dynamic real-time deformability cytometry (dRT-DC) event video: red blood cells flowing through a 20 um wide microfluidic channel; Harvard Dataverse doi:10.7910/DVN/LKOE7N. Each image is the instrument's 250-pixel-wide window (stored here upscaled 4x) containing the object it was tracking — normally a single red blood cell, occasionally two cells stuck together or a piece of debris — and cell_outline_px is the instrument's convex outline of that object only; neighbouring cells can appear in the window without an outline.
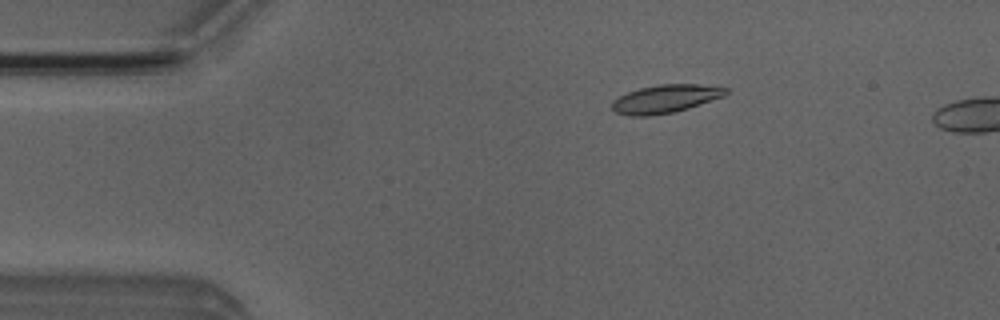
{"species": "Egyptian fruit bat (a non-hibernating species)", "species_latin": "Rousettus aegyptiacus", "temperature_condition": "room temperature", "stored_images_in_passage": 6, "camera_frame_rate_fps": 3000, "um_per_image_px": 0.085, "animal": {"sex": "male"}, "frame": {"image": 1, "passage_image": 1, "time_ms": 0.0, "image_size_px": [1000, 320], "cell_outline_px": [[728, 92], [724, 96], [688, 108], [672, 112], [648, 116], [628, 116], [616, 112], [612, 108], [612, 100], [628, 92], [640, 88], [660, 84], [700, 84], [728, 88]], "centroid_in_image_um": [56.55, 8.4], "position_along_channel_um": 28.4, "area_um2": 18.55}}
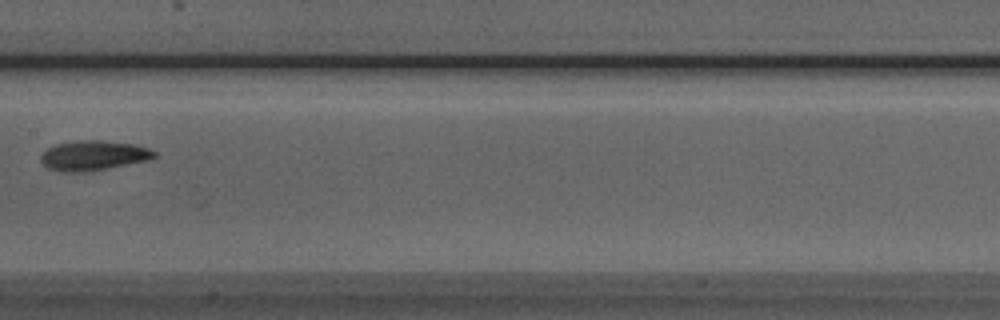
{"frame": {"image": 2, "passage_image": 6, "time_ms": 5.667, "image_size_px": [1000, 320], "cell_outline_px": [[156, 156], [148, 160], [84, 172], [60, 172], [48, 168], [40, 160], [40, 156], [48, 148], [56, 144], [76, 140], [104, 140], [136, 144], [148, 148], [156, 152]], "centroid_in_image_um": [7.93, 13.2], "position_along_channel_um": 199.5, "area_um2": 19.71}}